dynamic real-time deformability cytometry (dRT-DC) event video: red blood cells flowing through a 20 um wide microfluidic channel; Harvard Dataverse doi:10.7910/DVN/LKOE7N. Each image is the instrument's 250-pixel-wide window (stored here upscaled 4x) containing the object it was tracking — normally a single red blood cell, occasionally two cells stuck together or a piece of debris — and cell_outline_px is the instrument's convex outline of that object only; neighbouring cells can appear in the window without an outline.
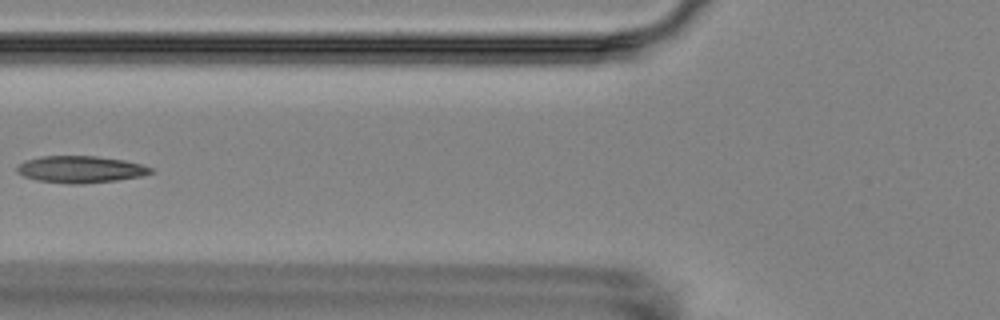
{"species": "Egyptian fruit bat (a non-hibernating species)", "species_latin": "Rousettus aegyptiacus", "temperature_condition": "room temperature", "stored_images_in_passage": 7, "camera_frame_rate_fps": 3000, "um_per_image_px": 0.085, "animal": {"sex": "female"}, "frame": {"image": 1, "passage_image": 7, "time_ms": 7.0, "image_size_px": [1000, 320], "cell_outline_px": [[152, 172], [140, 176], [116, 180], [84, 184], [68, 184], [36, 180], [24, 176], [16, 172], [16, 164], [24, 160], [40, 156], [96, 156], [124, 160], [140, 164], [152, 168]], "centroid_in_image_um": [6.76, 14.39], "position_along_channel_um": 119.0, "area_um2": 21.04}}